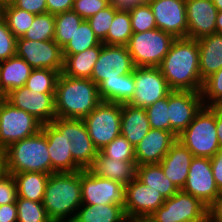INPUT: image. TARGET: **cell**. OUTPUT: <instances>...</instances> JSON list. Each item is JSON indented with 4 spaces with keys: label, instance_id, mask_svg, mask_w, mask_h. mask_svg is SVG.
Listing matches in <instances>:
<instances>
[{
    "label": "cell",
    "instance_id": "cell-53",
    "mask_svg": "<svg viewBox=\"0 0 222 222\" xmlns=\"http://www.w3.org/2000/svg\"><path fill=\"white\" fill-rule=\"evenodd\" d=\"M216 129L219 145L222 148V106H216Z\"/></svg>",
    "mask_w": 222,
    "mask_h": 222
},
{
    "label": "cell",
    "instance_id": "cell-43",
    "mask_svg": "<svg viewBox=\"0 0 222 222\" xmlns=\"http://www.w3.org/2000/svg\"><path fill=\"white\" fill-rule=\"evenodd\" d=\"M133 33L145 32L157 28L154 14L149 4L141 5L129 11Z\"/></svg>",
    "mask_w": 222,
    "mask_h": 222
},
{
    "label": "cell",
    "instance_id": "cell-22",
    "mask_svg": "<svg viewBox=\"0 0 222 222\" xmlns=\"http://www.w3.org/2000/svg\"><path fill=\"white\" fill-rule=\"evenodd\" d=\"M48 143L51 160V173L75 172L83 170L74 160L65 144V134H61L51 123L41 129Z\"/></svg>",
    "mask_w": 222,
    "mask_h": 222
},
{
    "label": "cell",
    "instance_id": "cell-2",
    "mask_svg": "<svg viewBox=\"0 0 222 222\" xmlns=\"http://www.w3.org/2000/svg\"><path fill=\"white\" fill-rule=\"evenodd\" d=\"M42 204L52 222H72L82 205L80 171L51 173Z\"/></svg>",
    "mask_w": 222,
    "mask_h": 222
},
{
    "label": "cell",
    "instance_id": "cell-11",
    "mask_svg": "<svg viewBox=\"0 0 222 222\" xmlns=\"http://www.w3.org/2000/svg\"><path fill=\"white\" fill-rule=\"evenodd\" d=\"M182 191L200 199L212 211L222 202V192L216 186L209 158L192 159Z\"/></svg>",
    "mask_w": 222,
    "mask_h": 222
},
{
    "label": "cell",
    "instance_id": "cell-29",
    "mask_svg": "<svg viewBox=\"0 0 222 222\" xmlns=\"http://www.w3.org/2000/svg\"><path fill=\"white\" fill-rule=\"evenodd\" d=\"M134 91V71L127 75H119V79H105L98 85L99 96L105 102L129 103L133 98Z\"/></svg>",
    "mask_w": 222,
    "mask_h": 222
},
{
    "label": "cell",
    "instance_id": "cell-15",
    "mask_svg": "<svg viewBox=\"0 0 222 222\" xmlns=\"http://www.w3.org/2000/svg\"><path fill=\"white\" fill-rule=\"evenodd\" d=\"M125 187L126 204L124 211L130 222L147 219L165 202L159 191L143 184L136 177Z\"/></svg>",
    "mask_w": 222,
    "mask_h": 222
},
{
    "label": "cell",
    "instance_id": "cell-61",
    "mask_svg": "<svg viewBox=\"0 0 222 222\" xmlns=\"http://www.w3.org/2000/svg\"><path fill=\"white\" fill-rule=\"evenodd\" d=\"M138 222H149L147 219L145 220H141V221H138Z\"/></svg>",
    "mask_w": 222,
    "mask_h": 222
},
{
    "label": "cell",
    "instance_id": "cell-54",
    "mask_svg": "<svg viewBox=\"0 0 222 222\" xmlns=\"http://www.w3.org/2000/svg\"><path fill=\"white\" fill-rule=\"evenodd\" d=\"M8 174L4 153L0 151V181Z\"/></svg>",
    "mask_w": 222,
    "mask_h": 222
},
{
    "label": "cell",
    "instance_id": "cell-34",
    "mask_svg": "<svg viewBox=\"0 0 222 222\" xmlns=\"http://www.w3.org/2000/svg\"><path fill=\"white\" fill-rule=\"evenodd\" d=\"M84 21L75 11H65L55 15L54 41L63 48L72 39L76 29Z\"/></svg>",
    "mask_w": 222,
    "mask_h": 222
},
{
    "label": "cell",
    "instance_id": "cell-30",
    "mask_svg": "<svg viewBox=\"0 0 222 222\" xmlns=\"http://www.w3.org/2000/svg\"><path fill=\"white\" fill-rule=\"evenodd\" d=\"M72 222H130L124 207L115 204H82Z\"/></svg>",
    "mask_w": 222,
    "mask_h": 222
},
{
    "label": "cell",
    "instance_id": "cell-1",
    "mask_svg": "<svg viewBox=\"0 0 222 222\" xmlns=\"http://www.w3.org/2000/svg\"><path fill=\"white\" fill-rule=\"evenodd\" d=\"M159 69L172 90L201 92L198 40L175 38Z\"/></svg>",
    "mask_w": 222,
    "mask_h": 222
},
{
    "label": "cell",
    "instance_id": "cell-47",
    "mask_svg": "<svg viewBox=\"0 0 222 222\" xmlns=\"http://www.w3.org/2000/svg\"><path fill=\"white\" fill-rule=\"evenodd\" d=\"M17 199V185L11 174H7L0 181V205L16 203Z\"/></svg>",
    "mask_w": 222,
    "mask_h": 222
},
{
    "label": "cell",
    "instance_id": "cell-12",
    "mask_svg": "<svg viewBox=\"0 0 222 222\" xmlns=\"http://www.w3.org/2000/svg\"><path fill=\"white\" fill-rule=\"evenodd\" d=\"M82 204H126V187L114 180L92 174L88 169L80 170Z\"/></svg>",
    "mask_w": 222,
    "mask_h": 222
},
{
    "label": "cell",
    "instance_id": "cell-19",
    "mask_svg": "<svg viewBox=\"0 0 222 222\" xmlns=\"http://www.w3.org/2000/svg\"><path fill=\"white\" fill-rule=\"evenodd\" d=\"M156 26L174 38L187 37L185 0H149Z\"/></svg>",
    "mask_w": 222,
    "mask_h": 222
},
{
    "label": "cell",
    "instance_id": "cell-59",
    "mask_svg": "<svg viewBox=\"0 0 222 222\" xmlns=\"http://www.w3.org/2000/svg\"><path fill=\"white\" fill-rule=\"evenodd\" d=\"M0 97H5V94L2 92L1 89H0Z\"/></svg>",
    "mask_w": 222,
    "mask_h": 222
},
{
    "label": "cell",
    "instance_id": "cell-13",
    "mask_svg": "<svg viewBox=\"0 0 222 222\" xmlns=\"http://www.w3.org/2000/svg\"><path fill=\"white\" fill-rule=\"evenodd\" d=\"M16 56L24 59L33 69L47 68L62 73V48L53 40L32 41L18 37Z\"/></svg>",
    "mask_w": 222,
    "mask_h": 222
},
{
    "label": "cell",
    "instance_id": "cell-36",
    "mask_svg": "<svg viewBox=\"0 0 222 222\" xmlns=\"http://www.w3.org/2000/svg\"><path fill=\"white\" fill-rule=\"evenodd\" d=\"M101 42L95 36L87 20H84L76 29L71 40L62 48L63 54H77L84 50L93 48Z\"/></svg>",
    "mask_w": 222,
    "mask_h": 222
},
{
    "label": "cell",
    "instance_id": "cell-33",
    "mask_svg": "<svg viewBox=\"0 0 222 222\" xmlns=\"http://www.w3.org/2000/svg\"><path fill=\"white\" fill-rule=\"evenodd\" d=\"M133 35L130 14L128 11H117L110 25L106 39L102 42L106 45L127 46Z\"/></svg>",
    "mask_w": 222,
    "mask_h": 222
},
{
    "label": "cell",
    "instance_id": "cell-46",
    "mask_svg": "<svg viewBox=\"0 0 222 222\" xmlns=\"http://www.w3.org/2000/svg\"><path fill=\"white\" fill-rule=\"evenodd\" d=\"M110 5V0H74L72 10L87 20Z\"/></svg>",
    "mask_w": 222,
    "mask_h": 222
},
{
    "label": "cell",
    "instance_id": "cell-16",
    "mask_svg": "<svg viewBox=\"0 0 222 222\" xmlns=\"http://www.w3.org/2000/svg\"><path fill=\"white\" fill-rule=\"evenodd\" d=\"M134 68L127 46L102 43V49L94 65L91 79L98 86L105 79H119V75L132 73Z\"/></svg>",
    "mask_w": 222,
    "mask_h": 222
},
{
    "label": "cell",
    "instance_id": "cell-40",
    "mask_svg": "<svg viewBox=\"0 0 222 222\" xmlns=\"http://www.w3.org/2000/svg\"><path fill=\"white\" fill-rule=\"evenodd\" d=\"M201 96L206 107L222 106V68L203 81Z\"/></svg>",
    "mask_w": 222,
    "mask_h": 222
},
{
    "label": "cell",
    "instance_id": "cell-31",
    "mask_svg": "<svg viewBox=\"0 0 222 222\" xmlns=\"http://www.w3.org/2000/svg\"><path fill=\"white\" fill-rule=\"evenodd\" d=\"M136 178L148 187L159 191L164 199L172 197L179 191V189L164 175L159 163L137 166Z\"/></svg>",
    "mask_w": 222,
    "mask_h": 222
},
{
    "label": "cell",
    "instance_id": "cell-27",
    "mask_svg": "<svg viewBox=\"0 0 222 222\" xmlns=\"http://www.w3.org/2000/svg\"><path fill=\"white\" fill-rule=\"evenodd\" d=\"M33 68L18 56L0 62V89L6 95L25 86Z\"/></svg>",
    "mask_w": 222,
    "mask_h": 222
},
{
    "label": "cell",
    "instance_id": "cell-58",
    "mask_svg": "<svg viewBox=\"0 0 222 222\" xmlns=\"http://www.w3.org/2000/svg\"><path fill=\"white\" fill-rule=\"evenodd\" d=\"M218 11H222V0H212Z\"/></svg>",
    "mask_w": 222,
    "mask_h": 222
},
{
    "label": "cell",
    "instance_id": "cell-49",
    "mask_svg": "<svg viewBox=\"0 0 222 222\" xmlns=\"http://www.w3.org/2000/svg\"><path fill=\"white\" fill-rule=\"evenodd\" d=\"M210 162L216 186L222 192V148L210 158Z\"/></svg>",
    "mask_w": 222,
    "mask_h": 222
},
{
    "label": "cell",
    "instance_id": "cell-56",
    "mask_svg": "<svg viewBox=\"0 0 222 222\" xmlns=\"http://www.w3.org/2000/svg\"><path fill=\"white\" fill-rule=\"evenodd\" d=\"M215 33L222 34V11H218V14H217Z\"/></svg>",
    "mask_w": 222,
    "mask_h": 222
},
{
    "label": "cell",
    "instance_id": "cell-20",
    "mask_svg": "<svg viewBox=\"0 0 222 222\" xmlns=\"http://www.w3.org/2000/svg\"><path fill=\"white\" fill-rule=\"evenodd\" d=\"M187 37L200 39L216 31L218 9L212 0H185Z\"/></svg>",
    "mask_w": 222,
    "mask_h": 222
},
{
    "label": "cell",
    "instance_id": "cell-41",
    "mask_svg": "<svg viewBox=\"0 0 222 222\" xmlns=\"http://www.w3.org/2000/svg\"><path fill=\"white\" fill-rule=\"evenodd\" d=\"M99 152L111 159L135 161V148L121 134Z\"/></svg>",
    "mask_w": 222,
    "mask_h": 222
},
{
    "label": "cell",
    "instance_id": "cell-57",
    "mask_svg": "<svg viewBox=\"0 0 222 222\" xmlns=\"http://www.w3.org/2000/svg\"><path fill=\"white\" fill-rule=\"evenodd\" d=\"M15 1L16 0H0V9L5 6L14 4Z\"/></svg>",
    "mask_w": 222,
    "mask_h": 222
},
{
    "label": "cell",
    "instance_id": "cell-26",
    "mask_svg": "<svg viewBox=\"0 0 222 222\" xmlns=\"http://www.w3.org/2000/svg\"><path fill=\"white\" fill-rule=\"evenodd\" d=\"M199 69L202 81L222 68V34L213 33L198 39Z\"/></svg>",
    "mask_w": 222,
    "mask_h": 222
},
{
    "label": "cell",
    "instance_id": "cell-8",
    "mask_svg": "<svg viewBox=\"0 0 222 222\" xmlns=\"http://www.w3.org/2000/svg\"><path fill=\"white\" fill-rule=\"evenodd\" d=\"M121 115L122 104L101 101L82 119L98 151L121 134Z\"/></svg>",
    "mask_w": 222,
    "mask_h": 222
},
{
    "label": "cell",
    "instance_id": "cell-23",
    "mask_svg": "<svg viewBox=\"0 0 222 222\" xmlns=\"http://www.w3.org/2000/svg\"><path fill=\"white\" fill-rule=\"evenodd\" d=\"M193 158L192 153L177 140L159 163L164 175L179 190H182L186 183Z\"/></svg>",
    "mask_w": 222,
    "mask_h": 222
},
{
    "label": "cell",
    "instance_id": "cell-4",
    "mask_svg": "<svg viewBox=\"0 0 222 222\" xmlns=\"http://www.w3.org/2000/svg\"><path fill=\"white\" fill-rule=\"evenodd\" d=\"M3 153L7 172L11 175L22 172L51 174L47 138L42 130L13 143Z\"/></svg>",
    "mask_w": 222,
    "mask_h": 222
},
{
    "label": "cell",
    "instance_id": "cell-9",
    "mask_svg": "<svg viewBox=\"0 0 222 222\" xmlns=\"http://www.w3.org/2000/svg\"><path fill=\"white\" fill-rule=\"evenodd\" d=\"M51 124L61 134H65L66 148L71 152L73 160L83 170L88 169L99 151L92 142L84 121L56 117Z\"/></svg>",
    "mask_w": 222,
    "mask_h": 222
},
{
    "label": "cell",
    "instance_id": "cell-25",
    "mask_svg": "<svg viewBox=\"0 0 222 222\" xmlns=\"http://www.w3.org/2000/svg\"><path fill=\"white\" fill-rule=\"evenodd\" d=\"M151 129L145 108L122 104L121 135L135 148Z\"/></svg>",
    "mask_w": 222,
    "mask_h": 222
},
{
    "label": "cell",
    "instance_id": "cell-28",
    "mask_svg": "<svg viewBox=\"0 0 222 222\" xmlns=\"http://www.w3.org/2000/svg\"><path fill=\"white\" fill-rule=\"evenodd\" d=\"M102 49V42L77 54H63L64 67L62 73L74 78L91 79L93 68Z\"/></svg>",
    "mask_w": 222,
    "mask_h": 222
},
{
    "label": "cell",
    "instance_id": "cell-51",
    "mask_svg": "<svg viewBox=\"0 0 222 222\" xmlns=\"http://www.w3.org/2000/svg\"><path fill=\"white\" fill-rule=\"evenodd\" d=\"M149 0H110V4L117 11H131L133 8L146 5Z\"/></svg>",
    "mask_w": 222,
    "mask_h": 222
},
{
    "label": "cell",
    "instance_id": "cell-10",
    "mask_svg": "<svg viewBox=\"0 0 222 222\" xmlns=\"http://www.w3.org/2000/svg\"><path fill=\"white\" fill-rule=\"evenodd\" d=\"M42 125L35 117L4 99L0 104V151L38 133Z\"/></svg>",
    "mask_w": 222,
    "mask_h": 222
},
{
    "label": "cell",
    "instance_id": "cell-37",
    "mask_svg": "<svg viewBox=\"0 0 222 222\" xmlns=\"http://www.w3.org/2000/svg\"><path fill=\"white\" fill-rule=\"evenodd\" d=\"M55 15L51 13L38 14L33 23L23 34L22 38L32 41H46L54 39Z\"/></svg>",
    "mask_w": 222,
    "mask_h": 222
},
{
    "label": "cell",
    "instance_id": "cell-52",
    "mask_svg": "<svg viewBox=\"0 0 222 222\" xmlns=\"http://www.w3.org/2000/svg\"><path fill=\"white\" fill-rule=\"evenodd\" d=\"M0 222H17L16 203L0 205Z\"/></svg>",
    "mask_w": 222,
    "mask_h": 222
},
{
    "label": "cell",
    "instance_id": "cell-55",
    "mask_svg": "<svg viewBox=\"0 0 222 222\" xmlns=\"http://www.w3.org/2000/svg\"><path fill=\"white\" fill-rule=\"evenodd\" d=\"M212 220L214 222H222V202L213 210Z\"/></svg>",
    "mask_w": 222,
    "mask_h": 222
},
{
    "label": "cell",
    "instance_id": "cell-3",
    "mask_svg": "<svg viewBox=\"0 0 222 222\" xmlns=\"http://www.w3.org/2000/svg\"><path fill=\"white\" fill-rule=\"evenodd\" d=\"M98 86L92 79L60 74L55 91L58 118L83 119L101 102Z\"/></svg>",
    "mask_w": 222,
    "mask_h": 222
},
{
    "label": "cell",
    "instance_id": "cell-32",
    "mask_svg": "<svg viewBox=\"0 0 222 222\" xmlns=\"http://www.w3.org/2000/svg\"><path fill=\"white\" fill-rule=\"evenodd\" d=\"M50 174L41 172H22L13 174L17 185V198L42 202Z\"/></svg>",
    "mask_w": 222,
    "mask_h": 222
},
{
    "label": "cell",
    "instance_id": "cell-17",
    "mask_svg": "<svg viewBox=\"0 0 222 222\" xmlns=\"http://www.w3.org/2000/svg\"><path fill=\"white\" fill-rule=\"evenodd\" d=\"M5 100L12 106L29 113L42 124L51 123L57 117L55 93H40L22 86L6 94Z\"/></svg>",
    "mask_w": 222,
    "mask_h": 222
},
{
    "label": "cell",
    "instance_id": "cell-50",
    "mask_svg": "<svg viewBox=\"0 0 222 222\" xmlns=\"http://www.w3.org/2000/svg\"><path fill=\"white\" fill-rule=\"evenodd\" d=\"M74 0H46L47 13L60 14L73 8Z\"/></svg>",
    "mask_w": 222,
    "mask_h": 222
},
{
    "label": "cell",
    "instance_id": "cell-24",
    "mask_svg": "<svg viewBox=\"0 0 222 222\" xmlns=\"http://www.w3.org/2000/svg\"><path fill=\"white\" fill-rule=\"evenodd\" d=\"M136 168V161L111 159L98 152L88 170L96 176L114 180L126 186L136 177Z\"/></svg>",
    "mask_w": 222,
    "mask_h": 222
},
{
    "label": "cell",
    "instance_id": "cell-18",
    "mask_svg": "<svg viewBox=\"0 0 222 222\" xmlns=\"http://www.w3.org/2000/svg\"><path fill=\"white\" fill-rule=\"evenodd\" d=\"M203 106L201 92L173 90L168 95L170 132L178 138Z\"/></svg>",
    "mask_w": 222,
    "mask_h": 222
},
{
    "label": "cell",
    "instance_id": "cell-48",
    "mask_svg": "<svg viewBox=\"0 0 222 222\" xmlns=\"http://www.w3.org/2000/svg\"><path fill=\"white\" fill-rule=\"evenodd\" d=\"M13 5L35 15L47 13L46 0H16Z\"/></svg>",
    "mask_w": 222,
    "mask_h": 222
},
{
    "label": "cell",
    "instance_id": "cell-14",
    "mask_svg": "<svg viewBox=\"0 0 222 222\" xmlns=\"http://www.w3.org/2000/svg\"><path fill=\"white\" fill-rule=\"evenodd\" d=\"M134 81L135 91L129 104L135 107L146 108L173 91L159 67H135Z\"/></svg>",
    "mask_w": 222,
    "mask_h": 222
},
{
    "label": "cell",
    "instance_id": "cell-39",
    "mask_svg": "<svg viewBox=\"0 0 222 222\" xmlns=\"http://www.w3.org/2000/svg\"><path fill=\"white\" fill-rule=\"evenodd\" d=\"M17 222H52L42 202H34L24 198L16 199Z\"/></svg>",
    "mask_w": 222,
    "mask_h": 222
},
{
    "label": "cell",
    "instance_id": "cell-45",
    "mask_svg": "<svg viewBox=\"0 0 222 222\" xmlns=\"http://www.w3.org/2000/svg\"><path fill=\"white\" fill-rule=\"evenodd\" d=\"M17 38L0 15V62L16 56Z\"/></svg>",
    "mask_w": 222,
    "mask_h": 222
},
{
    "label": "cell",
    "instance_id": "cell-44",
    "mask_svg": "<svg viewBox=\"0 0 222 222\" xmlns=\"http://www.w3.org/2000/svg\"><path fill=\"white\" fill-rule=\"evenodd\" d=\"M115 16V8L110 4L105 9L87 19L91 29L100 42H103Z\"/></svg>",
    "mask_w": 222,
    "mask_h": 222
},
{
    "label": "cell",
    "instance_id": "cell-38",
    "mask_svg": "<svg viewBox=\"0 0 222 222\" xmlns=\"http://www.w3.org/2000/svg\"><path fill=\"white\" fill-rule=\"evenodd\" d=\"M60 72L47 68L33 69L25 86L40 93H55Z\"/></svg>",
    "mask_w": 222,
    "mask_h": 222
},
{
    "label": "cell",
    "instance_id": "cell-60",
    "mask_svg": "<svg viewBox=\"0 0 222 222\" xmlns=\"http://www.w3.org/2000/svg\"><path fill=\"white\" fill-rule=\"evenodd\" d=\"M5 99V97H0V104Z\"/></svg>",
    "mask_w": 222,
    "mask_h": 222
},
{
    "label": "cell",
    "instance_id": "cell-42",
    "mask_svg": "<svg viewBox=\"0 0 222 222\" xmlns=\"http://www.w3.org/2000/svg\"><path fill=\"white\" fill-rule=\"evenodd\" d=\"M150 127L170 132L168 96L145 108Z\"/></svg>",
    "mask_w": 222,
    "mask_h": 222
},
{
    "label": "cell",
    "instance_id": "cell-21",
    "mask_svg": "<svg viewBox=\"0 0 222 222\" xmlns=\"http://www.w3.org/2000/svg\"><path fill=\"white\" fill-rule=\"evenodd\" d=\"M177 140L172 132L151 128L135 147L136 165L160 163Z\"/></svg>",
    "mask_w": 222,
    "mask_h": 222
},
{
    "label": "cell",
    "instance_id": "cell-6",
    "mask_svg": "<svg viewBox=\"0 0 222 222\" xmlns=\"http://www.w3.org/2000/svg\"><path fill=\"white\" fill-rule=\"evenodd\" d=\"M213 211L200 199L179 190L147 220L149 222H210Z\"/></svg>",
    "mask_w": 222,
    "mask_h": 222
},
{
    "label": "cell",
    "instance_id": "cell-5",
    "mask_svg": "<svg viewBox=\"0 0 222 222\" xmlns=\"http://www.w3.org/2000/svg\"><path fill=\"white\" fill-rule=\"evenodd\" d=\"M178 141L194 157L212 158L221 148L216 129V106H203L193 121L178 136Z\"/></svg>",
    "mask_w": 222,
    "mask_h": 222
},
{
    "label": "cell",
    "instance_id": "cell-35",
    "mask_svg": "<svg viewBox=\"0 0 222 222\" xmlns=\"http://www.w3.org/2000/svg\"><path fill=\"white\" fill-rule=\"evenodd\" d=\"M0 15L16 38L23 36L36 16L33 13L15 7L13 4L1 8Z\"/></svg>",
    "mask_w": 222,
    "mask_h": 222
},
{
    "label": "cell",
    "instance_id": "cell-7",
    "mask_svg": "<svg viewBox=\"0 0 222 222\" xmlns=\"http://www.w3.org/2000/svg\"><path fill=\"white\" fill-rule=\"evenodd\" d=\"M175 38L155 28L133 33L127 44L135 67H159Z\"/></svg>",
    "mask_w": 222,
    "mask_h": 222
}]
</instances>
